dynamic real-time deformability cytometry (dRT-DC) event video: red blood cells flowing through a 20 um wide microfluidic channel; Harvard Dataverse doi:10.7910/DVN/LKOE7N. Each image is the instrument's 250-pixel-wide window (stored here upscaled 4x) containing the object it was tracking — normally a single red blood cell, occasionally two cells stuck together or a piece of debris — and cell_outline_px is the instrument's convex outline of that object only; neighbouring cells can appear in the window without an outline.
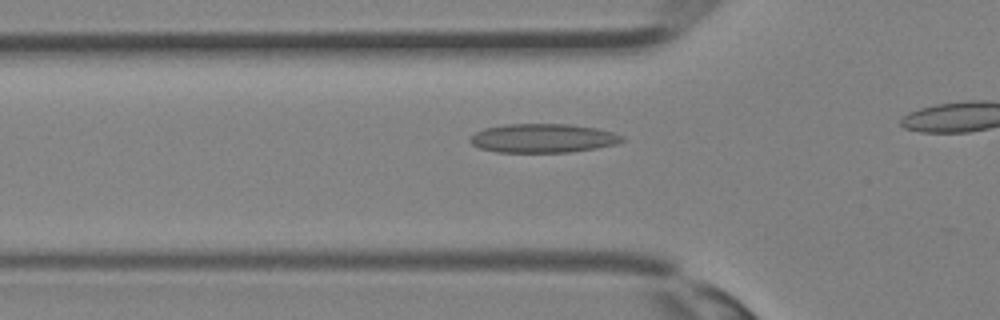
{"species": "Egyptian fruit bat (a non-hibernating species)", "species_latin": "Rousettus aegyptiacus", "temperature_condition": "room temperature", "stored_images_in_passage": 8, "camera_frame_rate_fps": 3000, "um_per_image_px": 0.085, "animal": {"sex": "female"}, "frame": {"image": 1, "passage_image": 4, "time_ms": 1.0, "image_size_px": [1000, 320], "cell_outline_px": [[624, 140], [616, 144], [596, 148], [572, 152], [496, 152], [480, 148], [472, 144], [468, 140], [476, 132], [484, 128], [504, 124], [568, 124], [596, 128], [612, 132], [624, 136]], "centroid_in_image_um": [46.15, 11.75], "position_along_channel_um": 79.7, "area_um2": 25.61}}
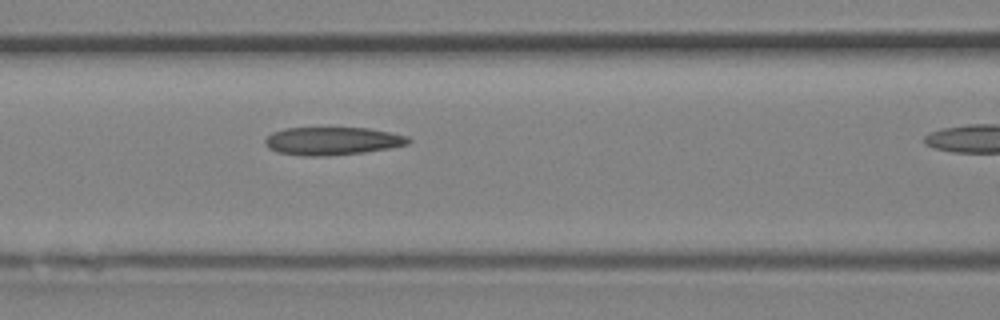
{"frame": {"image": 2, "passage_image": 7, "time_ms": 2.0, "image_size_px": [1000, 320], "cell_outline_px": [[412, 140], [408, 144], [388, 148], [364, 152], [328, 156], [304, 156], [276, 152], [268, 148], [264, 144], [264, 140], [272, 132], [284, 128], [368, 128], [392, 132], [408, 136]], "centroid_in_image_um": [28.24, 11.98], "position_along_channel_um": 138.4, "area_um2": 23.52}}